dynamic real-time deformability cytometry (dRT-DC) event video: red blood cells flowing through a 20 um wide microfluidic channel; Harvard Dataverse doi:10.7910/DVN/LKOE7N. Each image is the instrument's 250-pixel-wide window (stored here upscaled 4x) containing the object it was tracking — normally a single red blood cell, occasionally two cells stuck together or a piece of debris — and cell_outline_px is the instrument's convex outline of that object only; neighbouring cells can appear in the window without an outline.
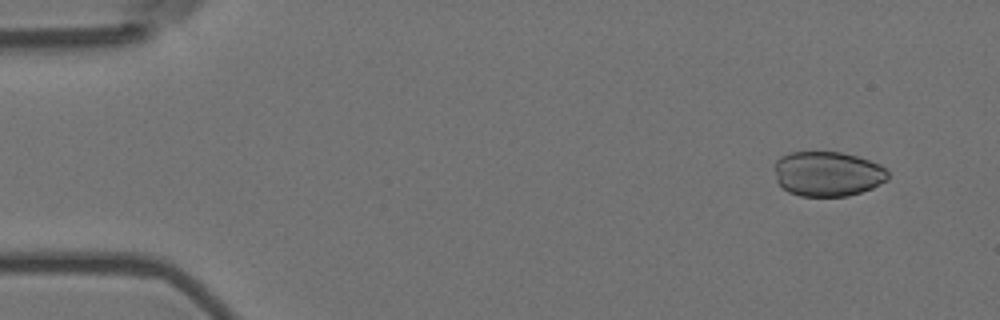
{"species": "Egyptian fruit bat (a non-hibernating species)", "species_latin": "Rousettus aegyptiacus", "temperature_condition": "room temperature", "stored_images_in_passage": 6, "camera_frame_rate_fps": 3000, "um_per_image_px": 0.085, "animal": {"sex": "female"}, "frame": {"image": 1, "passage_image": 2, "time_ms": 0.333, "image_size_px": [1000, 320], "cell_outline_px": [[888, 180], [872, 188], [848, 196], [800, 196], [788, 192], [776, 180], [772, 168], [776, 160], [780, 156], [792, 152], [840, 152], [856, 156], [880, 164], [888, 172]], "centroid_in_image_um": [70.31, 14.77], "position_along_channel_um": 14.7, "area_um2": 29.88}}
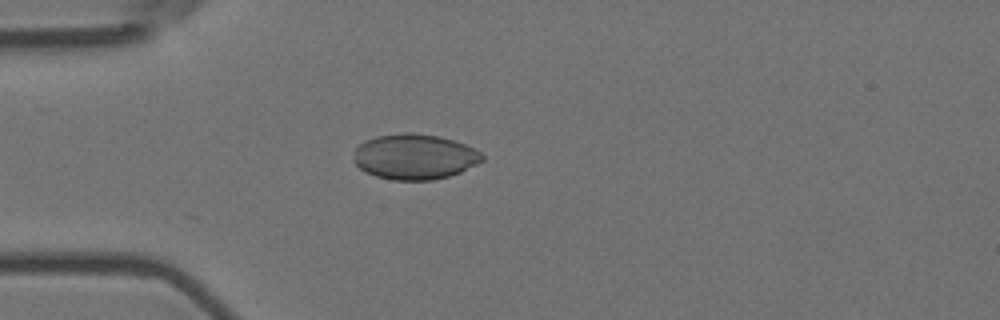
{"frame": {"image": 2, "passage_image": 5, "time_ms": 1.333, "image_size_px": [1000, 320], "cell_outline_px": [[484, 160], [460, 172], [448, 176], [432, 180], [396, 180], [376, 176], [364, 172], [356, 164], [356, 148], [364, 140], [376, 136], [404, 132], [408, 132], [440, 136], [464, 144], [480, 152], [484, 156]], "centroid_in_image_um": [35.25, 13.31], "position_along_channel_um": 49.8, "area_um2": 33.76}}